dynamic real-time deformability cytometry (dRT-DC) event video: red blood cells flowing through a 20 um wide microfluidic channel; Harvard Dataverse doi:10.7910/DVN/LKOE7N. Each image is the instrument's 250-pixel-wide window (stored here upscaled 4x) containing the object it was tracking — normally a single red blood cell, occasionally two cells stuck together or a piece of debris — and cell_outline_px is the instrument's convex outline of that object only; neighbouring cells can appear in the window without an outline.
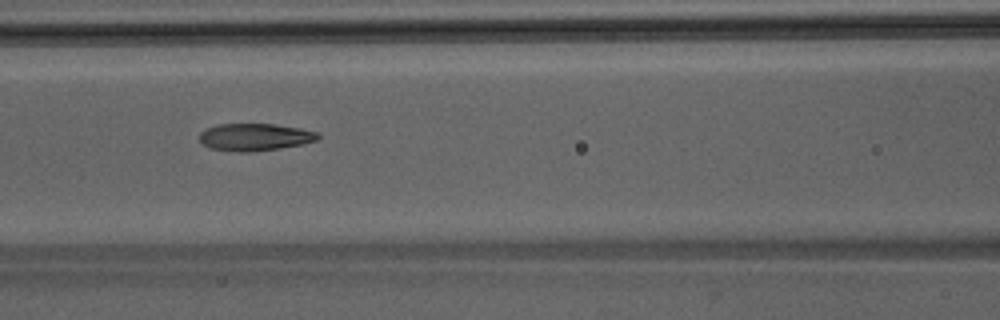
{"species": "Egyptian fruit bat (a non-hibernating species)", "species_latin": "Rousettus aegyptiacus", "temperature_condition": "room temperature", "stored_images_in_passage": 48, "camera_frame_rate_fps": 3000, "um_per_image_px": 0.085, "animal": {"sex": "male"}, "frame": {"image": 1, "passage_image": 21, "time_ms": 6.667, "image_size_px": [1000, 320], "cell_outline_px": [[320, 136], [316, 140], [304, 144], [280, 148], [252, 152], [240, 152], [208, 148], [200, 140], [200, 132], [216, 124], [276, 124], [300, 128], [316, 132]], "centroid_in_image_um": [21.66, 11.65], "position_along_channel_um": 144.9, "area_um2": 18.84}}
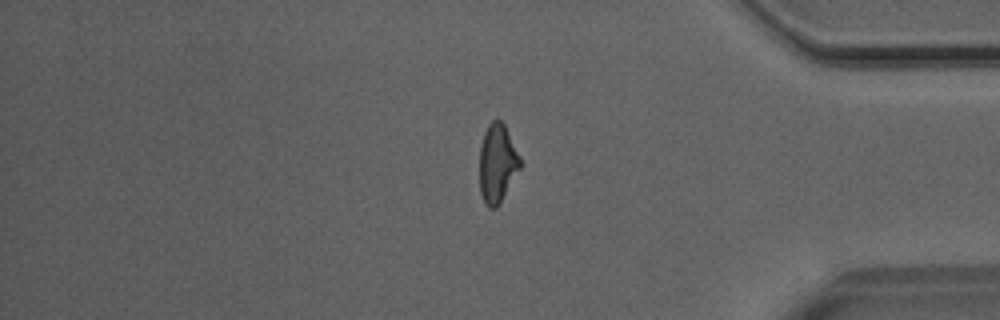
{"frame": {"image": 2, "passage_image": 40, "time_ms": 13.0, "image_size_px": [1000, 320], "cell_outline_px": [[520, 168], [496, 208], [488, 208], [484, 204], [480, 192], [480, 144], [484, 132], [488, 124], [496, 116], [504, 124], [520, 156]], "centroid_in_image_um": [42.25, 13.85], "position_along_channel_um": 393.0, "area_um2": 18.55}}
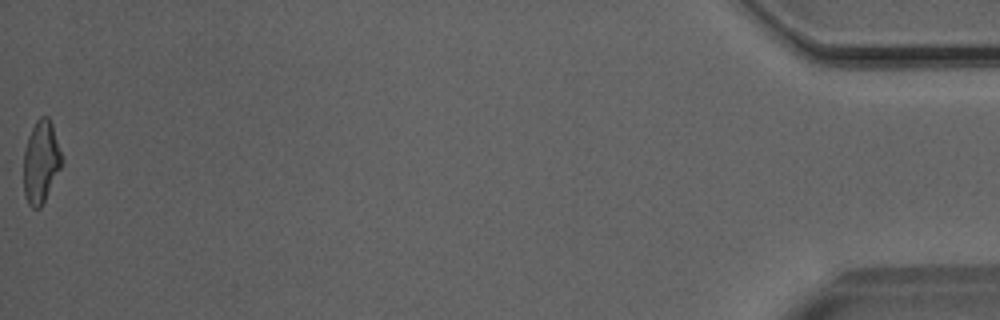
{"frame": {"image": 3, "passage_image": 48, "time_ms": 15.667, "image_size_px": [1000, 320], "cell_outline_px": [[64, 160], [40, 208], [32, 208], [28, 204], [24, 196], [24, 148], [28, 136], [36, 120], [40, 116], [48, 116], [52, 124], [64, 156]], "centroid_in_image_um": [3.49, 13.72], "position_along_channel_um": 431.7, "area_um2": 18.44}}